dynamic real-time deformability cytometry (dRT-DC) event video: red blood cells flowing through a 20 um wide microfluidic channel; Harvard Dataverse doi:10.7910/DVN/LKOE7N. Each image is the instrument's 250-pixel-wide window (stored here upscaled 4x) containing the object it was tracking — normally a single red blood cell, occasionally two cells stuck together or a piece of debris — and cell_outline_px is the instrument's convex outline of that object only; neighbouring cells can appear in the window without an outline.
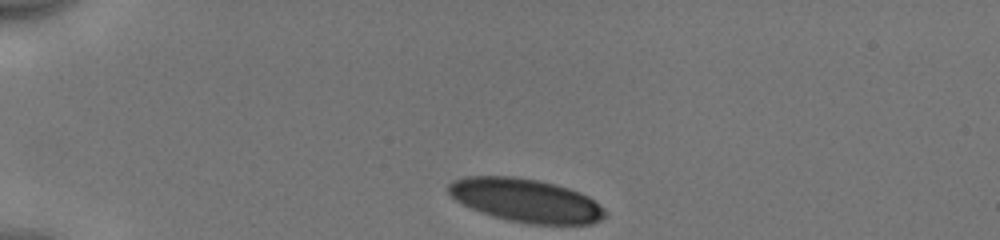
{"species": "human", "species_latin": "Homo sapiens", "temperature_condition": "cold", "stored_images_in_passage": 34, "camera_frame_rate_fps": 3000, "um_per_image_px": 0.085, "donor": {"sex": "male"}, "frame": {"image": 1, "passage_image": 1, "time_ms": 0.0, "image_size_px": [1000, 240], "cell_outline_px": [[608, 216], [592, 224], [528, 224], [508, 220], [492, 216], [480, 212], [456, 200], [448, 192], [448, 184], [452, 180], [468, 176], [512, 176], [536, 180], [556, 184], [580, 192], [588, 196], [604, 208], [608, 212]], "centroid_in_image_um": [44.72, 17.04], "position_along_channel_um": 40.3, "area_um2": 39.71}}
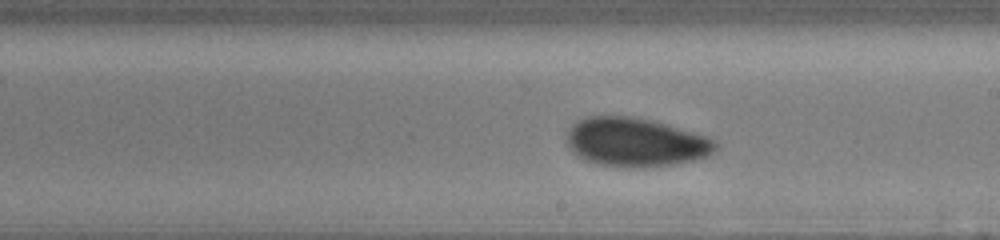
{"frame": {"image": 2, "passage_image": 20, "time_ms": 6.333, "image_size_px": [1000, 240], "cell_outline_px": [[720, 148], [716, 152], [708, 156], [696, 160], [672, 164], [640, 168], [632, 168], [600, 164], [584, 160], [572, 152], [568, 144], [568, 128], [572, 124], [588, 116], [632, 116], [652, 120], [668, 124], [708, 136], [716, 140], [720, 144]], "centroid_in_image_um": [54.1, 12.09], "position_along_channel_um": 234.9, "area_um2": 42.83}}
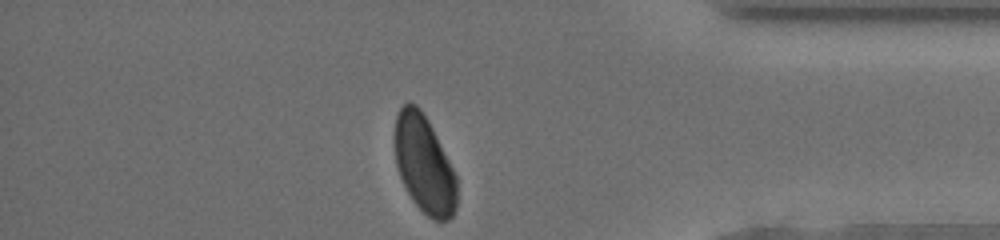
{"frame": {"image": 3, "passage_image": 34, "time_ms": 11.0, "image_size_px": [1000, 240], "cell_outline_px": [[456, 208], [452, 216], [448, 220], [432, 220], [412, 200], [400, 176], [396, 164], [396, 116], [400, 108], [408, 100], [416, 104], [420, 108], [428, 120], [456, 176]], "centroid_in_image_um": [36.06, 13.97], "position_along_channel_um": 399.1, "area_um2": 34.68}, "authors_computed_cell_mechanics": {"area_um2": 41.2692, "velocity_mm_per_s": 3.9401, "shape_relaxation_time_tau1_ms": 2.283, "shape_relaxation_time_tau2_ms": 1.3527, "deformation_change_tau1": 0.0929, "deformation_change_tau2": 0.0526}}